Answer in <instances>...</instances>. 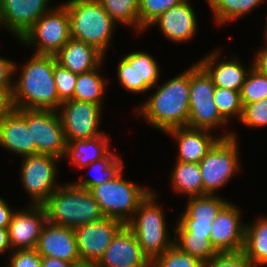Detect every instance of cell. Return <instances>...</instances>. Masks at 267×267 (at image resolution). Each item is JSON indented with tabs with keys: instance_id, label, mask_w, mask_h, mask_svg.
Returning a JSON list of instances; mask_svg holds the SVG:
<instances>
[{
	"instance_id": "1",
	"label": "cell",
	"mask_w": 267,
	"mask_h": 267,
	"mask_svg": "<svg viewBox=\"0 0 267 267\" xmlns=\"http://www.w3.org/2000/svg\"><path fill=\"white\" fill-rule=\"evenodd\" d=\"M32 54L22 67L19 79L13 83L14 108L57 111L62 102L57 96L53 76L56 56Z\"/></svg>"
},
{
	"instance_id": "2",
	"label": "cell",
	"mask_w": 267,
	"mask_h": 267,
	"mask_svg": "<svg viewBox=\"0 0 267 267\" xmlns=\"http://www.w3.org/2000/svg\"><path fill=\"white\" fill-rule=\"evenodd\" d=\"M190 67L168 80L137 109L154 128L166 131L186 127L189 120Z\"/></svg>"
},
{
	"instance_id": "3",
	"label": "cell",
	"mask_w": 267,
	"mask_h": 267,
	"mask_svg": "<svg viewBox=\"0 0 267 267\" xmlns=\"http://www.w3.org/2000/svg\"><path fill=\"white\" fill-rule=\"evenodd\" d=\"M42 206L49 223L73 229L105 217L91 192L72 182L60 185Z\"/></svg>"
},
{
	"instance_id": "4",
	"label": "cell",
	"mask_w": 267,
	"mask_h": 267,
	"mask_svg": "<svg viewBox=\"0 0 267 267\" xmlns=\"http://www.w3.org/2000/svg\"><path fill=\"white\" fill-rule=\"evenodd\" d=\"M70 19L71 38L95 47L104 56L117 23L98 0H69L62 4Z\"/></svg>"
},
{
	"instance_id": "5",
	"label": "cell",
	"mask_w": 267,
	"mask_h": 267,
	"mask_svg": "<svg viewBox=\"0 0 267 267\" xmlns=\"http://www.w3.org/2000/svg\"><path fill=\"white\" fill-rule=\"evenodd\" d=\"M156 197L152 190L126 224L151 261L174 244V240L168 235L167 221L163 209L156 202Z\"/></svg>"
},
{
	"instance_id": "6",
	"label": "cell",
	"mask_w": 267,
	"mask_h": 267,
	"mask_svg": "<svg viewBox=\"0 0 267 267\" xmlns=\"http://www.w3.org/2000/svg\"><path fill=\"white\" fill-rule=\"evenodd\" d=\"M122 173L123 171L114 179L97 185L89 191L105 217L119 220L126 225L132 219L139 204L152 190L124 179Z\"/></svg>"
},
{
	"instance_id": "7",
	"label": "cell",
	"mask_w": 267,
	"mask_h": 267,
	"mask_svg": "<svg viewBox=\"0 0 267 267\" xmlns=\"http://www.w3.org/2000/svg\"><path fill=\"white\" fill-rule=\"evenodd\" d=\"M215 87L211 77L197 62L190 67L188 127L212 131L228 123L214 102Z\"/></svg>"
},
{
	"instance_id": "8",
	"label": "cell",
	"mask_w": 267,
	"mask_h": 267,
	"mask_svg": "<svg viewBox=\"0 0 267 267\" xmlns=\"http://www.w3.org/2000/svg\"><path fill=\"white\" fill-rule=\"evenodd\" d=\"M70 39L69 15L61 4L43 14L19 40L34 46L35 54L55 56Z\"/></svg>"
},
{
	"instance_id": "9",
	"label": "cell",
	"mask_w": 267,
	"mask_h": 267,
	"mask_svg": "<svg viewBox=\"0 0 267 267\" xmlns=\"http://www.w3.org/2000/svg\"><path fill=\"white\" fill-rule=\"evenodd\" d=\"M237 135L221 138L198 163L204 185V196L215 195L238 170L240 159Z\"/></svg>"
},
{
	"instance_id": "10",
	"label": "cell",
	"mask_w": 267,
	"mask_h": 267,
	"mask_svg": "<svg viewBox=\"0 0 267 267\" xmlns=\"http://www.w3.org/2000/svg\"><path fill=\"white\" fill-rule=\"evenodd\" d=\"M59 160L61 159L43 154L23 157L20 179L32 199L30 204L42 205L60 187L56 182Z\"/></svg>"
},
{
	"instance_id": "11",
	"label": "cell",
	"mask_w": 267,
	"mask_h": 267,
	"mask_svg": "<svg viewBox=\"0 0 267 267\" xmlns=\"http://www.w3.org/2000/svg\"><path fill=\"white\" fill-rule=\"evenodd\" d=\"M27 127H31L36 154L66 158L68 144L57 111L27 109Z\"/></svg>"
},
{
	"instance_id": "12",
	"label": "cell",
	"mask_w": 267,
	"mask_h": 267,
	"mask_svg": "<svg viewBox=\"0 0 267 267\" xmlns=\"http://www.w3.org/2000/svg\"><path fill=\"white\" fill-rule=\"evenodd\" d=\"M102 107L74 99L61 103L57 112L67 144L73 140L92 139L104 134L99 130ZM60 112V113H59Z\"/></svg>"
},
{
	"instance_id": "13",
	"label": "cell",
	"mask_w": 267,
	"mask_h": 267,
	"mask_svg": "<svg viewBox=\"0 0 267 267\" xmlns=\"http://www.w3.org/2000/svg\"><path fill=\"white\" fill-rule=\"evenodd\" d=\"M123 226L119 220L104 217L74 228L82 266L95 265Z\"/></svg>"
},
{
	"instance_id": "14",
	"label": "cell",
	"mask_w": 267,
	"mask_h": 267,
	"mask_svg": "<svg viewBox=\"0 0 267 267\" xmlns=\"http://www.w3.org/2000/svg\"><path fill=\"white\" fill-rule=\"evenodd\" d=\"M95 267H152L135 234L124 225L113 237Z\"/></svg>"
},
{
	"instance_id": "15",
	"label": "cell",
	"mask_w": 267,
	"mask_h": 267,
	"mask_svg": "<svg viewBox=\"0 0 267 267\" xmlns=\"http://www.w3.org/2000/svg\"><path fill=\"white\" fill-rule=\"evenodd\" d=\"M49 4L50 0H0V25L20 39L52 9Z\"/></svg>"
},
{
	"instance_id": "16",
	"label": "cell",
	"mask_w": 267,
	"mask_h": 267,
	"mask_svg": "<svg viewBox=\"0 0 267 267\" xmlns=\"http://www.w3.org/2000/svg\"><path fill=\"white\" fill-rule=\"evenodd\" d=\"M237 207L229 202L212 223L210 241L218 253L243 250L245 224Z\"/></svg>"
},
{
	"instance_id": "17",
	"label": "cell",
	"mask_w": 267,
	"mask_h": 267,
	"mask_svg": "<svg viewBox=\"0 0 267 267\" xmlns=\"http://www.w3.org/2000/svg\"><path fill=\"white\" fill-rule=\"evenodd\" d=\"M22 211L14 210L8 227L9 241L12 250L34 249L47 222L46 212L42 205L30 204Z\"/></svg>"
},
{
	"instance_id": "18",
	"label": "cell",
	"mask_w": 267,
	"mask_h": 267,
	"mask_svg": "<svg viewBox=\"0 0 267 267\" xmlns=\"http://www.w3.org/2000/svg\"><path fill=\"white\" fill-rule=\"evenodd\" d=\"M210 133L209 130L195 129L188 126L173 128L165 132L177 141L179 153L176 161L196 164L207 155L221 138H230L234 135L233 132L229 131L218 137H213Z\"/></svg>"
},
{
	"instance_id": "19",
	"label": "cell",
	"mask_w": 267,
	"mask_h": 267,
	"mask_svg": "<svg viewBox=\"0 0 267 267\" xmlns=\"http://www.w3.org/2000/svg\"><path fill=\"white\" fill-rule=\"evenodd\" d=\"M35 249L41 256L54 257L70 263H82L73 228L47 221Z\"/></svg>"
},
{
	"instance_id": "20",
	"label": "cell",
	"mask_w": 267,
	"mask_h": 267,
	"mask_svg": "<svg viewBox=\"0 0 267 267\" xmlns=\"http://www.w3.org/2000/svg\"><path fill=\"white\" fill-rule=\"evenodd\" d=\"M0 146L22 157L36 154L31 127H27V109H14L0 120Z\"/></svg>"
},
{
	"instance_id": "21",
	"label": "cell",
	"mask_w": 267,
	"mask_h": 267,
	"mask_svg": "<svg viewBox=\"0 0 267 267\" xmlns=\"http://www.w3.org/2000/svg\"><path fill=\"white\" fill-rule=\"evenodd\" d=\"M192 7L188 0L172 6L150 26L158 24L159 29L169 40L178 43L188 42L194 38L198 30L195 10Z\"/></svg>"
},
{
	"instance_id": "22",
	"label": "cell",
	"mask_w": 267,
	"mask_h": 267,
	"mask_svg": "<svg viewBox=\"0 0 267 267\" xmlns=\"http://www.w3.org/2000/svg\"><path fill=\"white\" fill-rule=\"evenodd\" d=\"M219 55L220 52H218V50L215 52L213 51L210 55H206L197 63L211 77L216 87L240 92L250 70H246L247 68L240 63L237 57H234L233 60L226 59V61H217Z\"/></svg>"
},
{
	"instance_id": "23",
	"label": "cell",
	"mask_w": 267,
	"mask_h": 267,
	"mask_svg": "<svg viewBox=\"0 0 267 267\" xmlns=\"http://www.w3.org/2000/svg\"><path fill=\"white\" fill-rule=\"evenodd\" d=\"M55 56L58 64L75 74L97 68L105 57L95 47L72 38Z\"/></svg>"
},
{
	"instance_id": "24",
	"label": "cell",
	"mask_w": 267,
	"mask_h": 267,
	"mask_svg": "<svg viewBox=\"0 0 267 267\" xmlns=\"http://www.w3.org/2000/svg\"><path fill=\"white\" fill-rule=\"evenodd\" d=\"M109 140V135L104 133L92 139L70 141L67 145L66 158L69 157L70 163L83 169L110 151Z\"/></svg>"
},
{
	"instance_id": "25",
	"label": "cell",
	"mask_w": 267,
	"mask_h": 267,
	"mask_svg": "<svg viewBox=\"0 0 267 267\" xmlns=\"http://www.w3.org/2000/svg\"><path fill=\"white\" fill-rule=\"evenodd\" d=\"M242 251L253 267L267 266V217H259L250 225L245 224Z\"/></svg>"
},
{
	"instance_id": "26",
	"label": "cell",
	"mask_w": 267,
	"mask_h": 267,
	"mask_svg": "<svg viewBox=\"0 0 267 267\" xmlns=\"http://www.w3.org/2000/svg\"><path fill=\"white\" fill-rule=\"evenodd\" d=\"M184 213L178 222H203L212 224L229 201L216 195L189 197Z\"/></svg>"
},
{
	"instance_id": "27",
	"label": "cell",
	"mask_w": 267,
	"mask_h": 267,
	"mask_svg": "<svg viewBox=\"0 0 267 267\" xmlns=\"http://www.w3.org/2000/svg\"><path fill=\"white\" fill-rule=\"evenodd\" d=\"M171 183L175 192L189 197L204 196L201 170L196 163L176 161L171 172Z\"/></svg>"
},
{
	"instance_id": "28",
	"label": "cell",
	"mask_w": 267,
	"mask_h": 267,
	"mask_svg": "<svg viewBox=\"0 0 267 267\" xmlns=\"http://www.w3.org/2000/svg\"><path fill=\"white\" fill-rule=\"evenodd\" d=\"M132 67H136L137 93H144L153 87H159V65L156 59L147 52L135 51L123 57Z\"/></svg>"
},
{
	"instance_id": "29",
	"label": "cell",
	"mask_w": 267,
	"mask_h": 267,
	"mask_svg": "<svg viewBox=\"0 0 267 267\" xmlns=\"http://www.w3.org/2000/svg\"><path fill=\"white\" fill-rule=\"evenodd\" d=\"M92 168L94 174L92 178L81 179L72 182L76 187L82 188L85 190H90L91 188L102 185L103 183L114 179L123 171V161L118 155L116 156L113 151H109L103 158L96 160L93 163H90L85 168Z\"/></svg>"
},
{
	"instance_id": "30",
	"label": "cell",
	"mask_w": 267,
	"mask_h": 267,
	"mask_svg": "<svg viewBox=\"0 0 267 267\" xmlns=\"http://www.w3.org/2000/svg\"><path fill=\"white\" fill-rule=\"evenodd\" d=\"M102 63L95 69L77 75L73 99L90 102L102 107L107 81L98 73Z\"/></svg>"
},
{
	"instance_id": "31",
	"label": "cell",
	"mask_w": 267,
	"mask_h": 267,
	"mask_svg": "<svg viewBox=\"0 0 267 267\" xmlns=\"http://www.w3.org/2000/svg\"><path fill=\"white\" fill-rule=\"evenodd\" d=\"M218 25L239 20L265 0H206Z\"/></svg>"
},
{
	"instance_id": "32",
	"label": "cell",
	"mask_w": 267,
	"mask_h": 267,
	"mask_svg": "<svg viewBox=\"0 0 267 267\" xmlns=\"http://www.w3.org/2000/svg\"><path fill=\"white\" fill-rule=\"evenodd\" d=\"M174 244L183 252L206 263L218 254L210 238L194 233H174ZM178 235V237H177Z\"/></svg>"
},
{
	"instance_id": "33",
	"label": "cell",
	"mask_w": 267,
	"mask_h": 267,
	"mask_svg": "<svg viewBox=\"0 0 267 267\" xmlns=\"http://www.w3.org/2000/svg\"><path fill=\"white\" fill-rule=\"evenodd\" d=\"M107 14L122 25L131 26L139 32V0H98Z\"/></svg>"
},
{
	"instance_id": "34",
	"label": "cell",
	"mask_w": 267,
	"mask_h": 267,
	"mask_svg": "<svg viewBox=\"0 0 267 267\" xmlns=\"http://www.w3.org/2000/svg\"><path fill=\"white\" fill-rule=\"evenodd\" d=\"M213 99L219 113L227 122L231 119V117L238 118L240 121L243 112V105L239 91L215 87Z\"/></svg>"
},
{
	"instance_id": "35",
	"label": "cell",
	"mask_w": 267,
	"mask_h": 267,
	"mask_svg": "<svg viewBox=\"0 0 267 267\" xmlns=\"http://www.w3.org/2000/svg\"><path fill=\"white\" fill-rule=\"evenodd\" d=\"M249 68L250 71L240 91L243 106L267 97V75L255 68L254 62Z\"/></svg>"
},
{
	"instance_id": "36",
	"label": "cell",
	"mask_w": 267,
	"mask_h": 267,
	"mask_svg": "<svg viewBox=\"0 0 267 267\" xmlns=\"http://www.w3.org/2000/svg\"><path fill=\"white\" fill-rule=\"evenodd\" d=\"M184 1L187 0H139V33L172 6Z\"/></svg>"
},
{
	"instance_id": "37",
	"label": "cell",
	"mask_w": 267,
	"mask_h": 267,
	"mask_svg": "<svg viewBox=\"0 0 267 267\" xmlns=\"http://www.w3.org/2000/svg\"><path fill=\"white\" fill-rule=\"evenodd\" d=\"M152 267H204V263L173 244L152 261Z\"/></svg>"
},
{
	"instance_id": "38",
	"label": "cell",
	"mask_w": 267,
	"mask_h": 267,
	"mask_svg": "<svg viewBox=\"0 0 267 267\" xmlns=\"http://www.w3.org/2000/svg\"><path fill=\"white\" fill-rule=\"evenodd\" d=\"M240 122L245 127L262 128L267 126V97L243 106Z\"/></svg>"
},
{
	"instance_id": "39",
	"label": "cell",
	"mask_w": 267,
	"mask_h": 267,
	"mask_svg": "<svg viewBox=\"0 0 267 267\" xmlns=\"http://www.w3.org/2000/svg\"><path fill=\"white\" fill-rule=\"evenodd\" d=\"M77 75L60 64L54 65V80L57 90V96L61 102L73 99Z\"/></svg>"
},
{
	"instance_id": "40",
	"label": "cell",
	"mask_w": 267,
	"mask_h": 267,
	"mask_svg": "<svg viewBox=\"0 0 267 267\" xmlns=\"http://www.w3.org/2000/svg\"><path fill=\"white\" fill-rule=\"evenodd\" d=\"M204 267H253L243 251L218 253Z\"/></svg>"
},
{
	"instance_id": "41",
	"label": "cell",
	"mask_w": 267,
	"mask_h": 267,
	"mask_svg": "<svg viewBox=\"0 0 267 267\" xmlns=\"http://www.w3.org/2000/svg\"><path fill=\"white\" fill-rule=\"evenodd\" d=\"M9 265L4 267H42V256L36 249H16L11 251Z\"/></svg>"
},
{
	"instance_id": "42",
	"label": "cell",
	"mask_w": 267,
	"mask_h": 267,
	"mask_svg": "<svg viewBox=\"0 0 267 267\" xmlns=\"http://www.w3.org/2000/svg\"><path fill=\"white\" fill-rule=\"evenodd\" d=\"M120 59L117 68L119 82L125 90L137 93L136 67H132L123 57Z\"/></svg>"
},
{
	"instance_id": "43",
	"label": "cell",
	"mask_w": 267,
	"mask_h": 267,
	"mask_svg": "<svg viewBox=\"0 0 267 267\" xmlns=\"http://www.w3.org/2000/svg\"><path fill=\"white\" fill-rule=\"evenodd\" d=\"M174 233H194L210 238L212 224L203 222H177Z\"/></svg>"
},
{
	"instance_id": "44",
	"label": "cell",
	"mask_w": 267,
	"mask_h": 267,
	"mask_svg": "<svg viewBox=\"0 0 267 267\" xmlns=\"http://www.w3.org/2000/svg\"><path fill=\"white\" fill-rule=\"evenodd\" d=\"M17 69L14 61L0 57V88H13L12 77Z\"/></svg>"
},
{
	"instance_id": "45",
	"label": "cell",
	"mask_w": 267,
	"mask_h": 267,
	"mask_svg": "<svg viewBox=\"0 0 267 267\" xmlns=\"http://www.w3.org/2000/svg\"><path fill=\"white\" fill-rule=\"evenodd\" d=\"M12 90L13 88H0V120L15 109L12 101Z\"/></svg>"
},
{
	"instance_id": "46",
	"label": "cell",
	"mask_w": 267,
	"mask_h": 267,
	"mask_svg": "<svg viewBox=\"0 0 267 267\" xmlns=\"http://www.w3.org/2000/svg\"><path fill=\"white\" fill-rule=\"evenodd\" d=\"M267 43V37L264 38ZM254 57V67L257 68L262 74L267 75V45L262 49L256 51Z\"/></svg>"
},
{
	"instance_id": "47",
	"label": "cell",
	"mask_w": 267,
	"mask_h": 267,
	"mask_svg": "<svg viewBox=\"0 0 267 267\" xmlns=\"http://www.w3.org/2000/svg\"><path fill=\"white\" fill-rule=\"evenodd\" d=\"M14 211L10 206L0 197V227L8 228L10 220Z\"/></svg>"
},
{
	"instance_id": "48",
	"label": "cell",
	"mask_w": 267,
	"mask_h": 267,
	"mask_svg": "<svg viewBox=\"0 0 267 267\" xmlns=\"http://www.w3.org/2000/svg\"><path fill=\"white\" fill-rule=\"evenodd\" d=\"M82 263H70L54 257L42 256V267H81Z\"/></svg>"
},
{
	"instance_id": "49",
	"label": "cell",
	"mask_w": 267,
	"mask_h": 267,
	"mask_svg": "<svg viewBox=\"0 0 267 267\" xmlns=\"http://www.w3.org/2000/svg\"><path fill=\"white\" fill-rule=\"evenodd\" d=\"M7 251H9V253L12 251L8 228L0 227V254H4Z\"/></svg>"
},
{
	"instance_id": "50",
	"label": "cell",
	"mask_w": 267,
	"mask_h": 267,
	"mask_svg": "<svg viewBox=\"0 0 267 267\" xmlns=\"http://www.w3.org/2000/svg\"><path fill=\"white\" fill-rule=\"evenodd\" d=\"M265 34H264V37H267V18H266V25H265Z\"/></svg>"
},
{
	"instance_id": "51",
	"label": "cell",
	"mask_w": 267,
	"mask_h": 267,
	"mask_svg": "<svg viewBox=\"0 0 267 267\" xmlns=\"http://www.w3.org/2000/svg\"><path fill=\"white\" fill-rule=\"evenodd\" d=\"M81 267H95L94 265H83Z\"/></svg>"
}]
</instances>
